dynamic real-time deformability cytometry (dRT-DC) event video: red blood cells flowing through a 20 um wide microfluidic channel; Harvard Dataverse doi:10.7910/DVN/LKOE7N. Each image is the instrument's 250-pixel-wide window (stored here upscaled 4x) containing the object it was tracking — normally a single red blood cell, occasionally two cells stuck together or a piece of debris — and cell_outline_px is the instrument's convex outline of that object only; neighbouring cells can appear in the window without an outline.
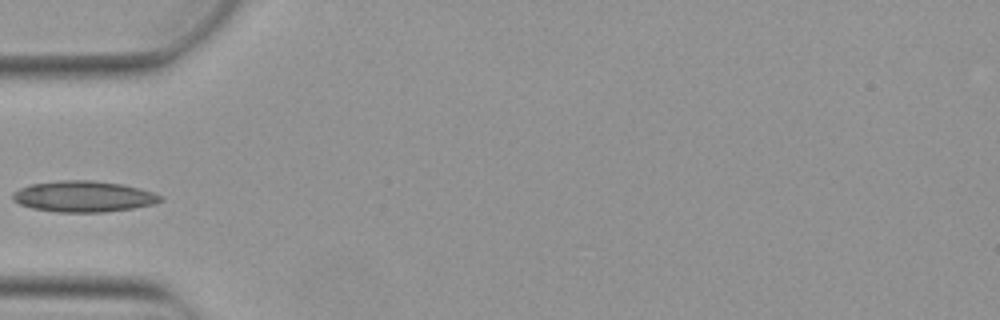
{"species": "Egyptian fruit bat (a non-hibernating species)", "species_latin": "Rousettus aegyptiacus", "temperature_condition": "warm", "stored_images_in_passage": 4, "camera_frame_rate_fps": 3000, "um_per_image_px": 0.085, "animal": {"sex": "female"}, "frame": {"image": 1, "passage_image": 3, "time_ms": 0.667, "image_size_px": [1000, 320], "cell_outline_px": [[164, 200], [156, 204], [132, 208], [104, 212], [56, 212], [32, 208], [20, 204], [12, 200], [12, 192], [20, 188], [32, 184], [60, 180], [92, 180], [120, 184], [140, 188], [164, 196]], "centroid_in_image_um": [7.12, 16.7], "position_along_channel_um": 77.9, "area_um2": 26.82}}
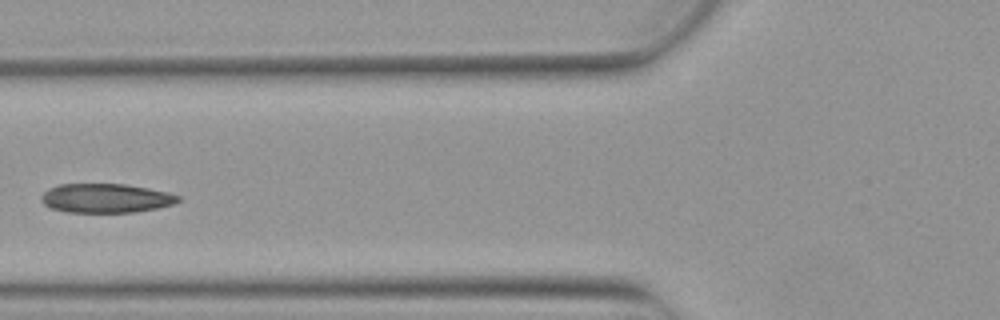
{"frame": {"image": 2, "passage_image": 4, "time_ms": 1.0, "image_size_px": [1000, 320], "cell_outline_px": [[180, 200], [176, 204], [136, 212], [68, 212], [52, 208], [44, 204], [40, 200], [40, 196], [48, 188], [60, 184], [124, 184], [148, 188], [168, 192], [180, 196]], "centroid_in_image_um": [9.0, 16.84], "position_along_channel_um": 116.8, "area_um2": 23.29}}